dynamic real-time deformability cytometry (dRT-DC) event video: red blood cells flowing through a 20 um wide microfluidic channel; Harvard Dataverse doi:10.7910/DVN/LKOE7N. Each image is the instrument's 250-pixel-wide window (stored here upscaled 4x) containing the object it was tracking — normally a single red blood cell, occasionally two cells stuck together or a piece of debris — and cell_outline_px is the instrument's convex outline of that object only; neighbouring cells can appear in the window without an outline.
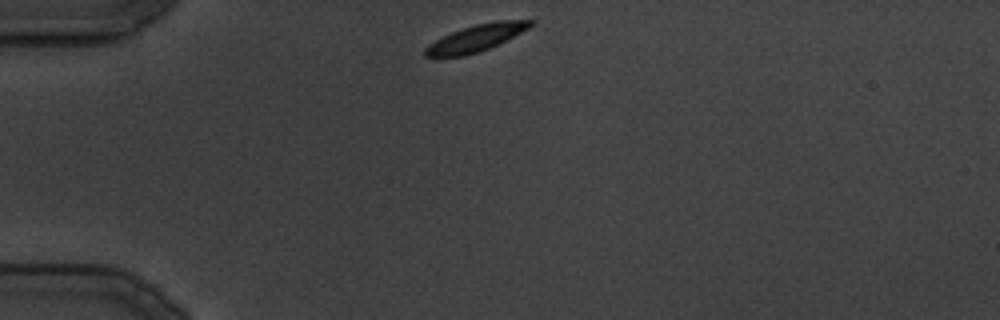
{"species": "common noctule bat (a hibernating species)", "species_latin": "Nyctalus noctula", "temperature_condition": "cold", "stored_images_in_passage": 9, "segment_of_instrument_passage": [1, 2], "camera_frame_rate_fps": 3000, "um_per_image_px": 0.085, "animal": {"sex": "male", "body_mass_g": 19.5, "forearm_length_mm": 54.6}, "frame": {"image": 1, "passage_image": 1, "time_ms": 0.0, "image_size_px": [1000, 320], "cell_outline_px": [[536, 24], [480, 52], [464, 56], [424, 56], [424, 48], [428, 44], [452, 32], [476, 24], [496, 20], [536, 20]], "centroid_in_image_um": [40.47, 3.22], "position_along_channel_um": 44.5, "area_um2": 16.07}}
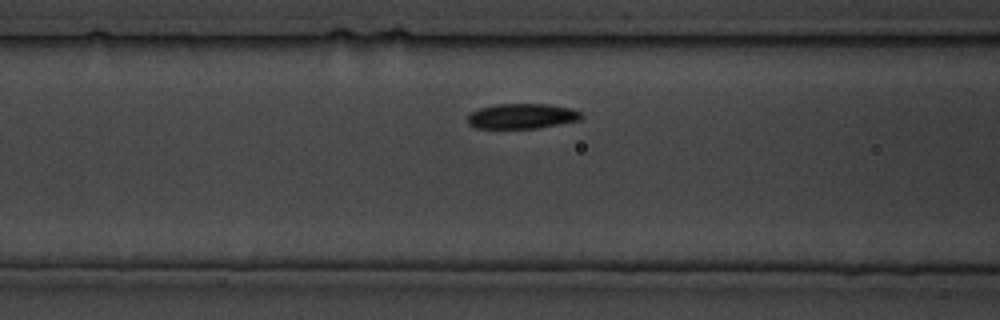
{"frame": {"image": 2, "passage_image": 7, "time_ms": 7.0, "image_size_px": [1000, 320], "cell_outline_px": [[584, 116], [580, 120], [540, 128], [476, 128], [468, 124], [468, 116], [472, 112], [480, 108], [496, 104], [548, 104], [572, 108], [580, 112]], "centroid_in_image_um": [44.4, 9.87], "position_along_channel_um": 122.2, "area_um2": 16.7}}